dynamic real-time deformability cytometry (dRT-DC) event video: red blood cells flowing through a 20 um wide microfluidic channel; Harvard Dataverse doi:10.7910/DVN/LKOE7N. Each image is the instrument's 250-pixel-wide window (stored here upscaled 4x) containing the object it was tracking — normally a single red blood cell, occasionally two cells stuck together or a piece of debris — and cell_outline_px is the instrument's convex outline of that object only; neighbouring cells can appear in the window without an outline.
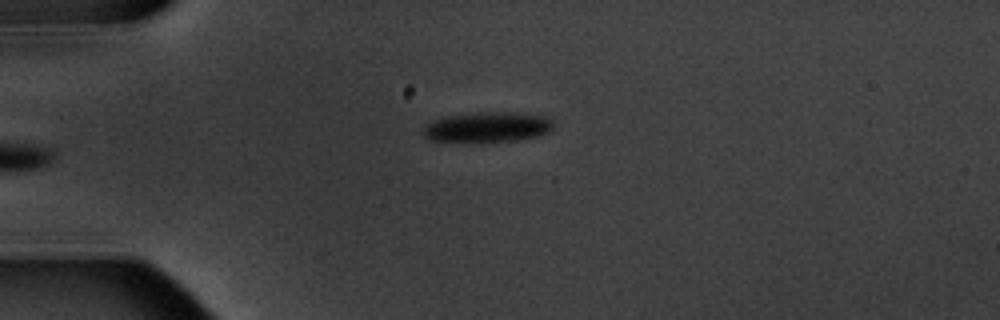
{"species": "common noctule bat (a hibernating species)", "species_latin": "Nyctalus noctula", "temperature_condition": "warm", "stored_images_in_passage": 6, "camera_frame_rate_fps": 3000, "um_per_image_px": 0.085, "animal": {"sex": "male", "body_mass_g": 20.1, "forearm_length_mm": 53.5}, "frame": {"image": 1, "passage_image": 5, "time_ms": 5.667, "image_size_px": [1000, 320], "cell_outline_px": [[552, 128], [548, 132], [536, 136], [520, 140], [428, 140], [420, 132], [432, 120], [448, 116], [480, 112], [504, 112], [540, 116], [552, 120]], "centroid_in_image_um": [41.39, 10.79], "position_along_channel_um": 43.6, "area_um2": 22.02}}